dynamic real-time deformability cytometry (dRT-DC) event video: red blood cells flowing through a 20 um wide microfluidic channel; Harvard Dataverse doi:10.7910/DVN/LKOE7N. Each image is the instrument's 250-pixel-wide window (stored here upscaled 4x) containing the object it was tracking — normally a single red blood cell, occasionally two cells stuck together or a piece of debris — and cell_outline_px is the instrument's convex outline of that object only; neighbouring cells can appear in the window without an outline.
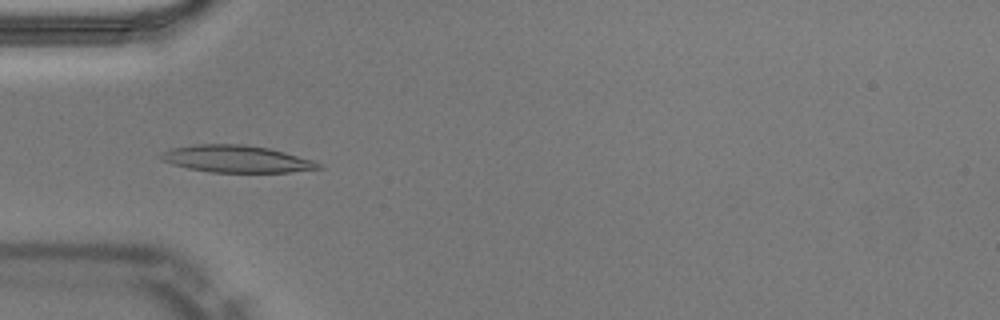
{"species": "Egyptian fruit bat (a non-hibernating species)", "species_latin": "Rousettus aegyptiacus", "temperature_condition": "warm", "stored_images_in_passage": 49, "camera_frame_rate_fps": 3000, "um_per_image_px": 0.085, "animal": {"sex": "male"}, "frame": {"image": 1, "passage_image": 15, "time_ms": 4.667, "image_size_px": [1000, 320], "cell_outline_px": [[324, 168], [288, 172], [212, 172], [188, 168], [172, 164], [160, 160], [156, 156], [172, 148], [196, 144], [240, 144], [268, 148], [316, 160]], "centroid_in_image_um": [20.1, 13.51], "position_along_channel_um": 64.9, "area_um2": 24.85}}
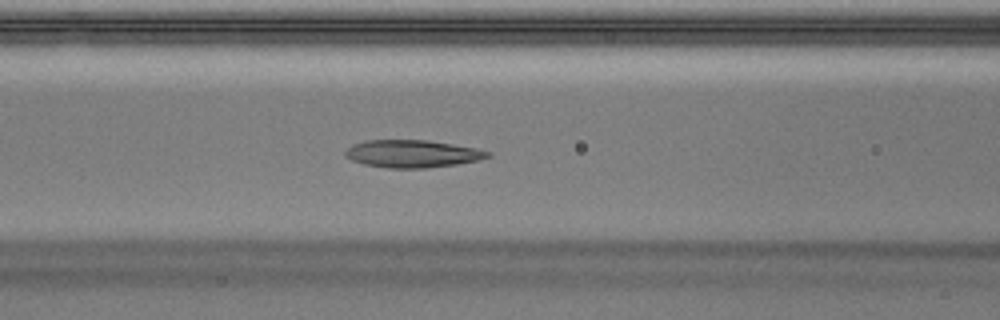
{"frame": {"image": 2, "passage_image": 20, "time_ms": 6.333, "image_size_px": [1000, 320], "cell_outline_px": [[492, 156], [476, 160], [456, 164], [428, 168], [388, 168], [364, 164], [352, 160], [344, 156], [344, 152], [352, 144], [368, 140], [424, 140], [452, 144], [476, 148], [492, 152]], "centroid_in_image_um": [35.04, 13.07], "position_along_channel_um": 131.6, "area_um2": 22.77}}
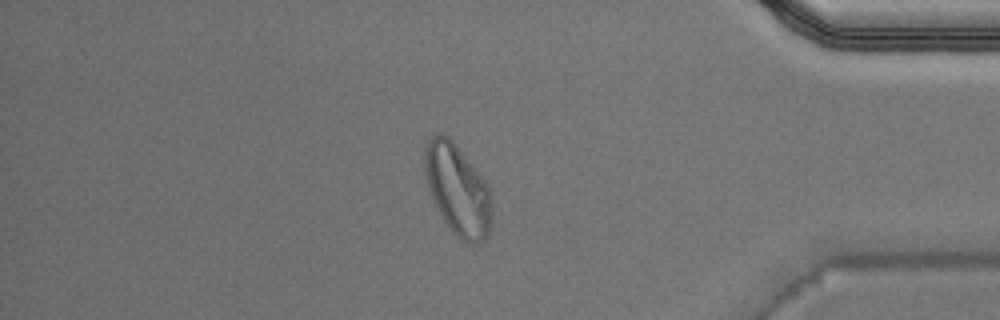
{"frame": {"image": 3, "passage_image": 42, "time_ms": 13.667, "image_size_px": [1000, 320], "cell_outline_px": [[492, 224], [484, 240], [480, 244], [472, 244], [456, 236], [452, 232], [444, 220], [428, 188], [424, 176], [424, 148], [428, 136], [436, 132], [448, 136], [452, 140], [488, 184], [492, 196]], "centroid_in_image_um": [38.9, 16.1], "position_along_channel_um": 396.3, "area_um2": 35.84}, "authors_computed_cell_mechanics": {"area_um2": 24.1604, "velocity_mm_per_s": 4.01, "shape_relaxation_time_tau1_ms": null, "shape_relaxation_time_tau2_ms": 2.2337, "deformation_change_tau1": null, "deformation_change_tau2": 0.0825}}